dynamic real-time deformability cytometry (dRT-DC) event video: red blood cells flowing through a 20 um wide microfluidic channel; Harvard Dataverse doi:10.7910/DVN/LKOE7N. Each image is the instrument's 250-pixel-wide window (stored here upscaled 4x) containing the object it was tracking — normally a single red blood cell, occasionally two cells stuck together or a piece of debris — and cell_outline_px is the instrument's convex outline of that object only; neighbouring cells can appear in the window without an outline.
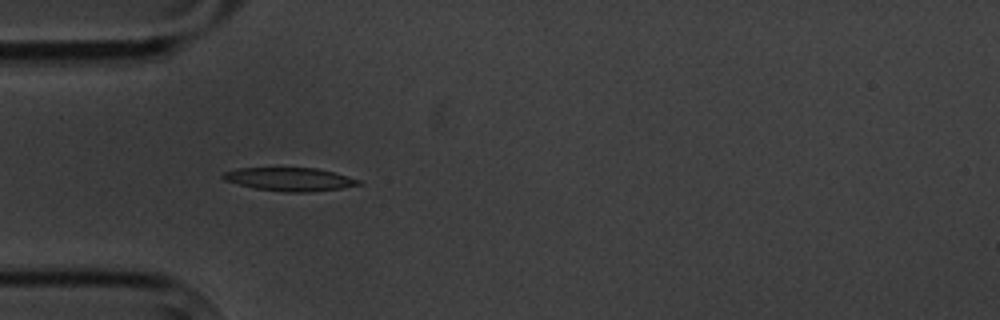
{"species": "common noctule bat (a hibernating species)", "species_latin": "Nyctalus noctula", "temperature_condition": "cold", "stored_images_in_passage": 5, "camera_frame_rate_fps": 3000, "um_per_image_px": 0.085, "animal": {"sex": "male", "body_mass_g": 20.1, "forearm_length_mm": 53.5}, "frame": {"image": 1, "passage_image": 4, "time_ms": 3.333, "image_size_px": [1000, 320], "cell_outline_px": [[364, 184], [340, 188], [308, 192], [284, 192], [252, 188], [224, 180], [220, 176], [224, 172], [236, 168], [316, 168], [332, 172], [360, 180]], "centroid_in_image_um": [24.58, 15.24], "position_along_channel_um": 60.4, "area_um2": 18.38}}
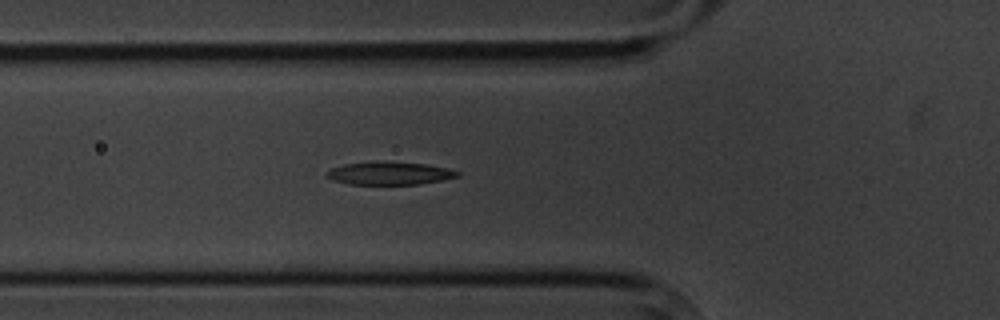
{"frame": {"image": 2, "passage_image": 5, "time_ms": 4.333, "image_size_px": [1000, 320], "cell_outline_px": [[460, 176], [440, 180], [416, 184], [348, 184], [332, 180], [324, 176], [324, 172], [332, 168], [344, 164], [372, 160], [384, 160], [428, 164], [460, 172]], "centroid_in_image_um": [33.02, 14.7], "position_along_channel_um": 92.8, "area_um2": 17.8}}